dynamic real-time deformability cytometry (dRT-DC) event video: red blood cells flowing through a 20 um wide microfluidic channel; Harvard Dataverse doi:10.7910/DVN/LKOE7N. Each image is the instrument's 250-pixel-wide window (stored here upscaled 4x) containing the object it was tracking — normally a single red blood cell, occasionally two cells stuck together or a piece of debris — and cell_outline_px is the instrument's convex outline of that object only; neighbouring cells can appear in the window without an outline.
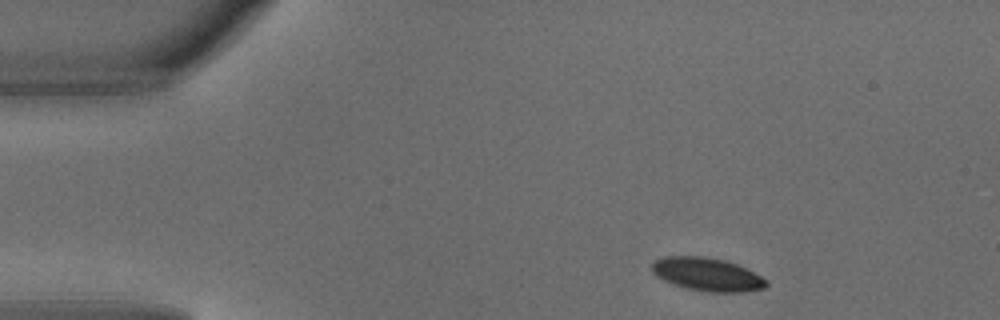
{"species": "common noctule bat (a hibernating species)", "species_latin": "Nyctalus noctula", "temperature_condition": "warm", "stored_images_in_passage": 3, "camera_frame_rate_fps": 3000, "um_per_image_px": 0.085, "animal": {"sex": "male", "body_mass_g": 18.8}, "frame": {"image": 1, "passage_image": 1, "time_ms": 0.0, "image_size_px": [1000, 320], "cell_outline_px": [[768, 284], [764, 288], [744, 292], [708, 292], [688, 288], [664, 280], [656, 276], [652, 272], [652, 264], [656, 260], [664, 256], [704, 256], [724, 260], [736, 264], [768, 280]], "centroid_in_image_um": [60.11, 23.32], "position_along_channel_um": 24.9, "area_um2": 21.91}}